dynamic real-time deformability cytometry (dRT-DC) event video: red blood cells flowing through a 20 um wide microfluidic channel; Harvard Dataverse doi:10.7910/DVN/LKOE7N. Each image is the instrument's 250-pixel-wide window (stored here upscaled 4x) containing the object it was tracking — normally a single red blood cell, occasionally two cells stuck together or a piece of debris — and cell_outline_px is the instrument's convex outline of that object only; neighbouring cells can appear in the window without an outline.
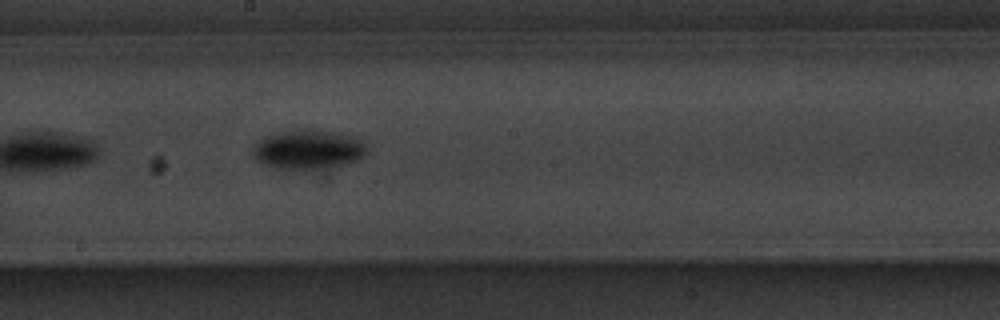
{"species": "common noctule bat (a hibernating species)", "species_latin": "Nyctalus noctula", "temperature_condition": "warm", "stored_images_in_passage": 9, "camera_frame_rate_fps": 3000, "um_per_image_px": 0.085, "animal": {"sex": "male", "body_mass_g": 20.1, "forearm_length_mm": 53.5}, "frame": {"image": 1, "passage_image": 9, "time_ms": 9.0, "image_size_px": [1000, 320], "cell_outline_px": [[368, 152], [364, 156], [348, 164], [296, 172], [276, 168], [260, 164], [252, 156], [252, 148], [260, 140], [268, 136], [280, 132], [308, 128], [316, 128], [360, 136], [364, 140]], "centroid_in_image_um": [26.24, 12.72], "position_along_channel_um": 222.0, "area_um2": 27.28}}